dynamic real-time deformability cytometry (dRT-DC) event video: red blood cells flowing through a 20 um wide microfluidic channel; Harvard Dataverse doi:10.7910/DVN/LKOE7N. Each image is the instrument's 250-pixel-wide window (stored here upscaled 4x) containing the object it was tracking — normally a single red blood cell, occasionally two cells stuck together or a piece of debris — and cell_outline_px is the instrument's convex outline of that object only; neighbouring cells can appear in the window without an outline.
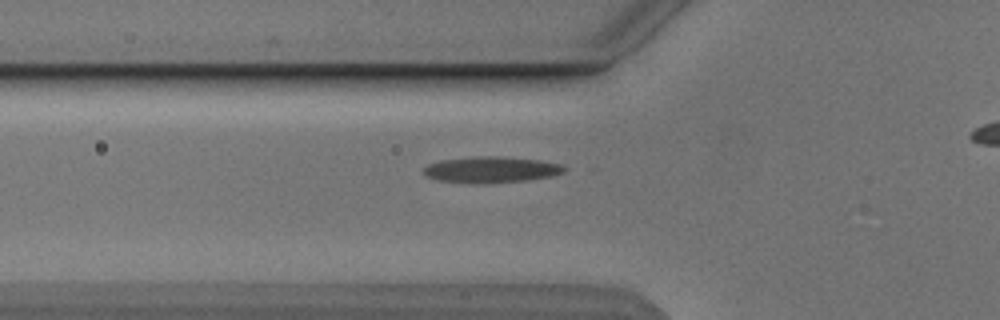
{"species": "Egyptian fruit bat (a non-hibernating species)", "species_latin": "Rousettus aegyptiacus", "temperature_condition": "cold", "stored_images_in_passage": 6, "camera_frame_rate_fps": 3000, "um_per_image_px": 0.085, "animal": {"sex": "male"}, "frame": {"image": 1, "passage_image": 6, "time_ms": 6.0, "image_size_px": [1000, 320], "cell_outline_px": [[568, 168], [564, 172], [552, 176], [528, 180], [480, 184], [476, 184], [440, 180], [424, 176], [420, 172], [428, 164], [440, 160], [476, 156], [500, 156], [540, 160], [564, 164]], "centroid_in_image_um": [41.76, 14.42], "position_along_channel_um": 84.0, "area_um2": 21.79}}